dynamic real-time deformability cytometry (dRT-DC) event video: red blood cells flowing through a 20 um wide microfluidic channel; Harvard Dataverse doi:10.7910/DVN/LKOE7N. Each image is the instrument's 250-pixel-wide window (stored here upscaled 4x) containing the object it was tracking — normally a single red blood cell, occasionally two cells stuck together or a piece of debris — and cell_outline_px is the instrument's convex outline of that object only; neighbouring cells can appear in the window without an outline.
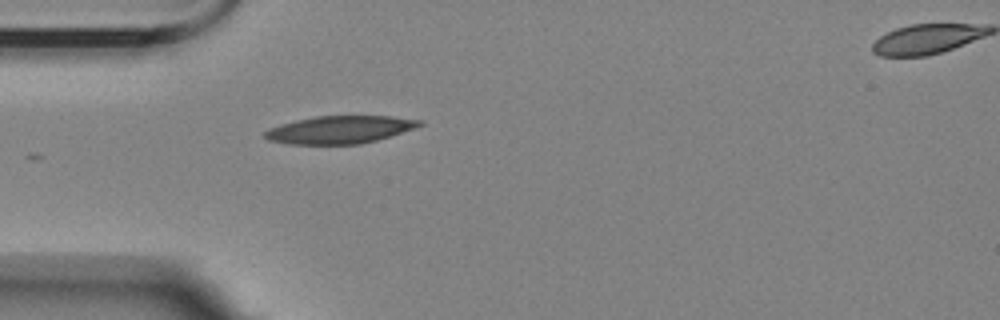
{"species": "Egyptian fruit bat (a non-hibernating species)", "species_latin": "Rousettus aegyptiacus", "temperature_condition": "room temperature", "stored_images_in_passage": 19, "camera_frame_rate_fps": 3000, "um_per_image_px": 0.085, "animal": {"sex": "female"}, "frame": {"image": 1, "passage_image": 1, "time_ms": 0.0, "image_size_px": [1000, 320], "cell_outline_px": [[424, 124], [376, 140], [360, 144], [288, 144], [268, 140], [264, 136], [264, 132], [268, 128], [280, 124], [296, 120], [316, 116], [392, 116], [420, 120]], "centroid_in_image_um": [28.81, 11.02], "position_along_channel_um": 56.2, "area_um2": 24.68}}
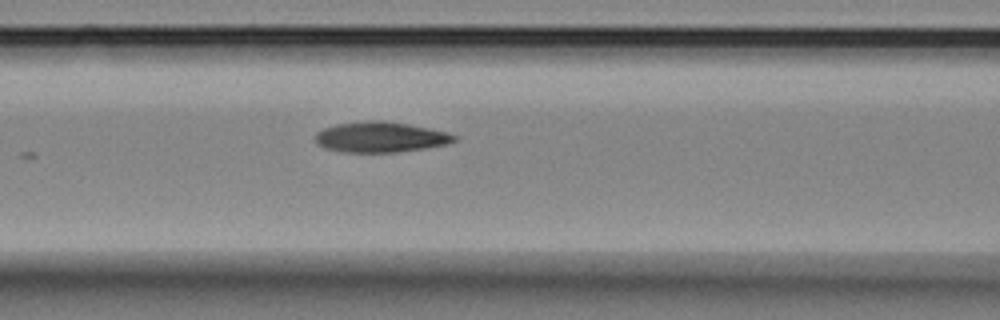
{"frame": {"image": 2, "passage_image": 8, "time_ms": 2.333, "image_size_px": [1000, 320], "cell_outline_px": [[456, 140], [448, 144], [424, 148], [396, 152], [344, 152], [324, 148], [316, 144], [316, 132], [324, 128], [336, 124], [368, 120], [384, 120], [408, 124], [448, 132], [456, 136]], "centroid_in_image_um": [32.32, 11.65], "position_along_channel_um": 134.3, "area_um2": 24.68}}
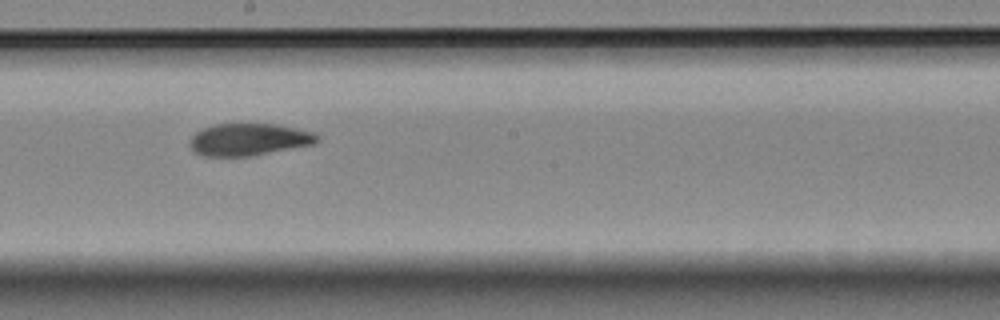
{"frame": {"image": 3, "passage_image": 16, "time_ms": 5.0, "image_size_px": [1000, 320], "cell_outline_px": [[320, 140], [316, 144], [248, 156], [204, 156], [196, 152], [188, 144], [192, 136], [196, 132], [212, 124], [276, 124], [312, 132], [320, 136]], "centroid_in_image_um": [21.16, 11.85], "position_along_channel_um": 227.0, "area_um2": 23.76}}